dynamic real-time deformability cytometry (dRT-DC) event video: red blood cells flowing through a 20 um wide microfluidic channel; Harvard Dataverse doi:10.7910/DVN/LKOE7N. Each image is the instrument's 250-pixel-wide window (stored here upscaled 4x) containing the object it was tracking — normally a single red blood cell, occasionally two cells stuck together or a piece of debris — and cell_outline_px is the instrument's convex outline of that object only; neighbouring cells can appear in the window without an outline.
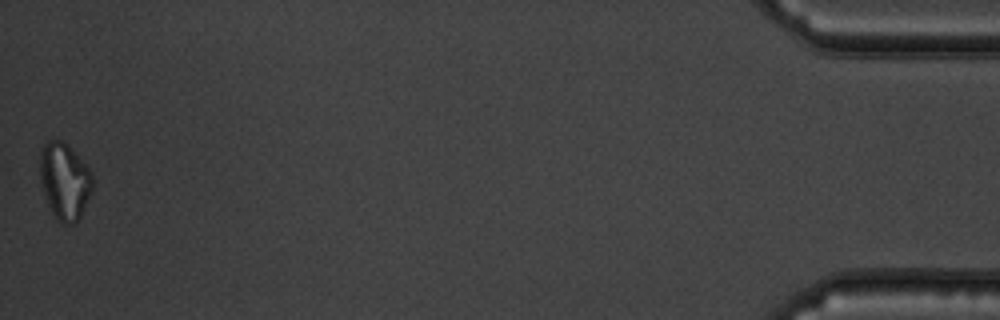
{"species": "common noctule bat (a hibernating species)", "species_latin": "Nyctalus noctula", "temperature_condition": "warm", "stored_images_in_passage": 38, "camera_frame_rate_fps": 3000, "um_per_image_px": 0.085, "animal": {"sex": "male", "body_mass_g": 19.5, "forearm_length_mm": 54.6}, "frame": {"image": 1, "passage_image": 38, "time_ms": 12.333, "image_size_px": [1000, 320], "cell_outline_px": [[92, 192], [76, 224], [64, 224], [52, 212], [48, 204], [40, 180], [40, 148], [48, 140], [60, 140], [68, 144], [92, 172]], "centroid_in_image_um": [5.49, 15.36], "position_along_channel_um": 429.7, "area_um2": 23.41}}